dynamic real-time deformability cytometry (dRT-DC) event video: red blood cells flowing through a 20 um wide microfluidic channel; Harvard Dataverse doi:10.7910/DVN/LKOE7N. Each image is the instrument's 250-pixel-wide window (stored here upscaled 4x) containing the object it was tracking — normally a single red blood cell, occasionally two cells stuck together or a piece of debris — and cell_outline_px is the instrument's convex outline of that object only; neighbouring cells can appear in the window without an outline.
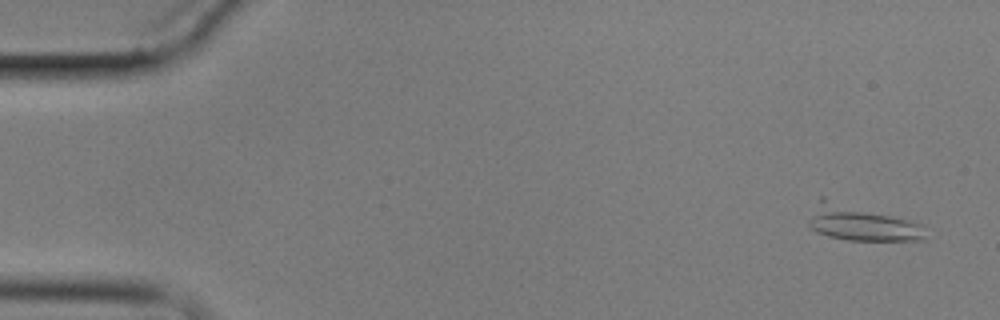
{"species": "common noctule bat (a hibernating species)", "species_latin": "Nyctalus noctula", "temperature_condition": "cold", "stored_images_in_passage": 6, "camera_frame_rate_fps": 3000, "um_per_image_px": 0.085, "animal": {"sex": "male", "body_mass_g": 17.9}, "frame": {"image": 1, "passage_image": 1, "time_ms": 0.0, "image_size_px": [1000, 320], "cell_outline_px": [[924, 236], [920, 240], [848, 240], [828, 236], [816, 232], [808, 224], [808, 220], [820, 196], [824, 196], [924, 224]], "centroid_in_image_um": [73.16, 18.93], "position_along_channel_um": 11.8, "area_um2": 24.16}}
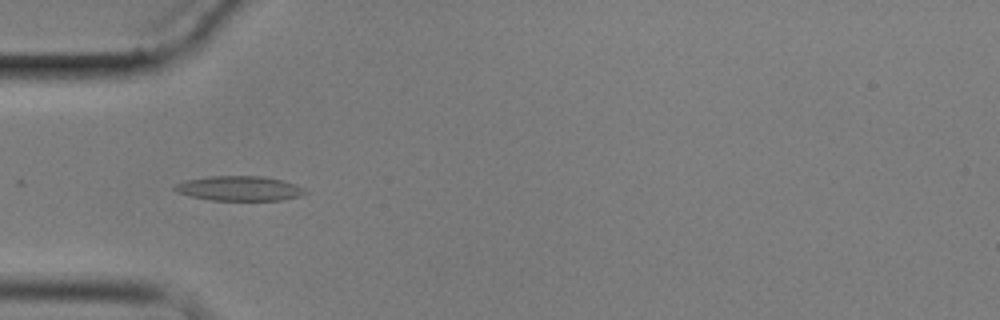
{"frame": {"image": 2, "passage_image": 5, "time_ms": 5.0, "image_size_px": [1000, 320], "cell_outline_px": [[308, 192], [300, 196], [280, 200], [212, 200], [192, 196], [176, 192], [172, 188], [176, 184], [188, 180], [208, 176], [264, 176], [284, 180], [296, 184], [304, 188]], "centroid_in_image_um": [20.39, 16.01], "position_along_channel_um": 64.6, "area_um2": 18.79}}
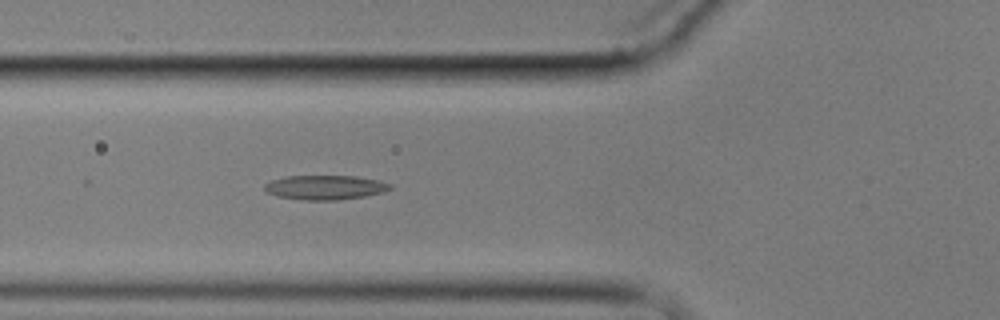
{"frame": {"image": 3, "passage_image": 6, "time_ms": 6.0, "image_size_px": [1000, 320], "cell_outline_px": [[392, 188], [384, 192], [364, 196], [340, 200], [304, 200], [276, 196], [268, 192], [264, 188], [264, 184], [272, 180], [288, 176], [356, 176], [376, 180], [392, 184]], "centroid_in_image_um": [27.64, 15.93], "position_along_channel_um": 98.2, "area_um2": 17.8}}